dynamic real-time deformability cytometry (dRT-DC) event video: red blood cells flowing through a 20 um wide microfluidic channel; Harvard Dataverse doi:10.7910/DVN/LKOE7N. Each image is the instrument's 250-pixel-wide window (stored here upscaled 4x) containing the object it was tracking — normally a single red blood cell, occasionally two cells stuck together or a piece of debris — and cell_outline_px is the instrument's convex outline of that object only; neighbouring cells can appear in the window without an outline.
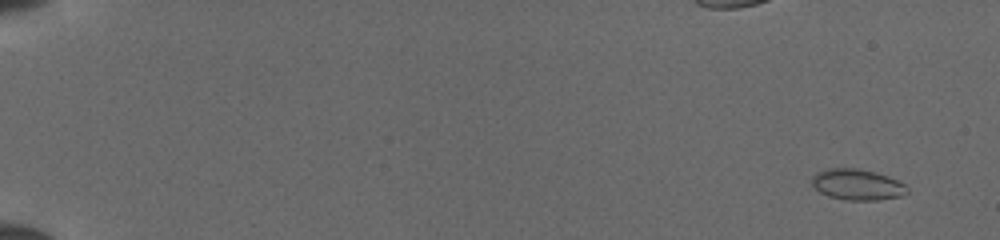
{"species": "common noctule bat (a hibernating species)", "species_latin": "Nyctalus noctula", "temperature_condition": "cold", "stored_images_in_passage": 52, "camera_frame_rate_fps": 3000, "um_per_image_px": 0.085, "animal": {"sex": "female", "body_mass_g": 19.5, "forearm_length_mm": 54.1}, "frame": {"image": 1, "passage_image": 4, "time_ms": 1.0, "image_size_px": [1000, 240], "cell_outline_px": [[908, 192], [900, 196], [876, 200], [844, 200], [828, 196], [820, 192], [812, 184], [812, 176], [816, 172], [828, 168], [856, 168], [876, 172], [888, 176], [904, 184], [908, 188]], "centroid_in_image_um": [72.84, 15.68], "position_along_channel_um": 12.2, "area_um2": 17.17}}
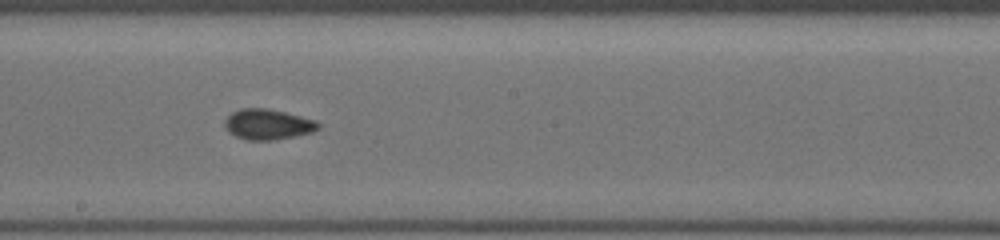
{"frame": {"image": 2, "passage_image": 32, "time_ms": 10.333, "image_size_px": [1000, 240], "cell_outline_px": [[320, 128], [312, 132], [276, 140], [248, 140], [236, 136], [228, 132], [224, 128], [224, 120], [232, 112], [240, 108], [264, 108], [284, 112], [316, 120], [320, 124]], "centroid_in_image_um": [22.74, 10.57], "position_along_channel_um": 225.5, "area_um2": 16.65}}
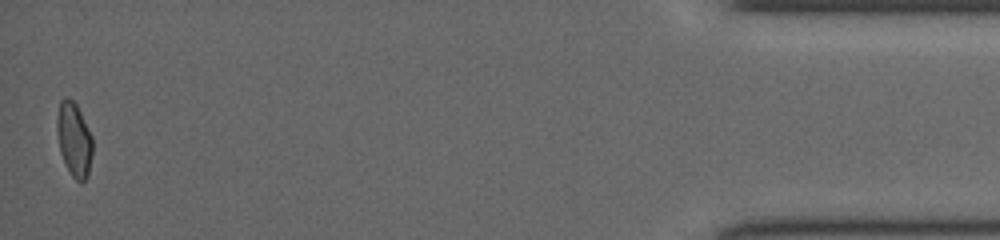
{"frame": {"image": 3, "passage_image": 52, "time_ms": 17.0, "image_size_px": [1000, 240], "cell_outline_px": [[92, 156], [88, 176], [80, 184], [72, 176], [60, 152], [56, 128], [56, 120], [60, 100], [64, 96], [68, 96], [76, 104], [92, 136]], "centroid_in_image_um": [6.29, 11.84], "position_along_channel_um": 428.9, "area_um2": 15.43}}